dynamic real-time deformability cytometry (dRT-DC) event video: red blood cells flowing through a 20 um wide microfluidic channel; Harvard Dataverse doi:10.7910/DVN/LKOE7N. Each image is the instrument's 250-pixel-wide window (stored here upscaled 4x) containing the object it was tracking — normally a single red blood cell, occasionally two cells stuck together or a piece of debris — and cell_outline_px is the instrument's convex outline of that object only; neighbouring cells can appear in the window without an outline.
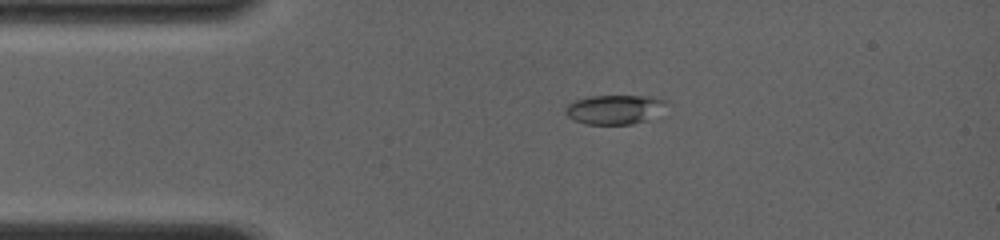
{"species": "common noctule bat (a hibernating species)", "species_latin": "Nyctalus noctula", "temperature_condition": "room temperature", "stored_images_in_passage": 4, "camera_frame_rate_fps": 4000, "um_per_image_px": 0.085, "animal": {"sex": "female", "body_mass_g": 19.0, "forearm_length_mm": 56.7}, "frame": {"image": 1, "passage_image": 3, "time_ms": 2.0, "image_size_px": [1000, 240], "cell_outline_px": [[668, 100], [664, 104], [644, 120], [632, 124], [588, 124], [572, 120], [564, 112], [564, 108], [568, 104], [576, 100], [588, 96], [652, 96]], "centroid_in_image_um": [52.11, 9.29], "position_along_channel_um": 32.9, "area_um2": 16.76}}